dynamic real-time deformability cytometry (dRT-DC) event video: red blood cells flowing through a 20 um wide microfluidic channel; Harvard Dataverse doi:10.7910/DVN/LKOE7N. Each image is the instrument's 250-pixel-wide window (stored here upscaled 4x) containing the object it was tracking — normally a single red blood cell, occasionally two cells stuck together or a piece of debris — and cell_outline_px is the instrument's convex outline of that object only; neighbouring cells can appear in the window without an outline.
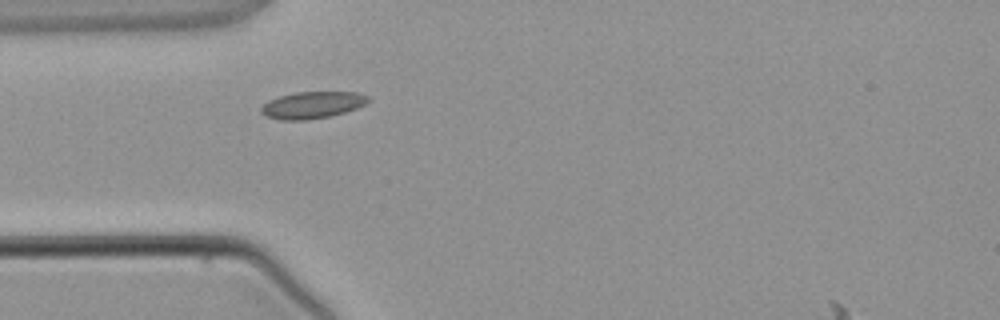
{"species": "common noctule bat (a hibernating species)", "species_latin": "Nyctalus noctula", "temperature_condition": "warm", "stored_images_in_passage": 1, "camera_frame_rate_fps": 3000, "um_per_image_px": 0.085, "animal": {"sex": "male", "body_mass_g": 21.5, "forearm_length_mm": 52.0}, "frame": {"image": 1, "passage_image": 1, "time_ms": 0.0, "image_size_px": [1000, 320], "cell_outline_px": [[368, 100], [364, 104], [356, 108], [344, 112], [328, 116], [308, 120], [280, 120], [268, 116], [260, 112], [260, 108], [268, 100], [280, 96], [296, 92], [356, 92], [368, 96]], "centroid_in_image_um": [26.51, 8.92], "position_along_channel_um": 58.5, "area_um2": 16.53}}